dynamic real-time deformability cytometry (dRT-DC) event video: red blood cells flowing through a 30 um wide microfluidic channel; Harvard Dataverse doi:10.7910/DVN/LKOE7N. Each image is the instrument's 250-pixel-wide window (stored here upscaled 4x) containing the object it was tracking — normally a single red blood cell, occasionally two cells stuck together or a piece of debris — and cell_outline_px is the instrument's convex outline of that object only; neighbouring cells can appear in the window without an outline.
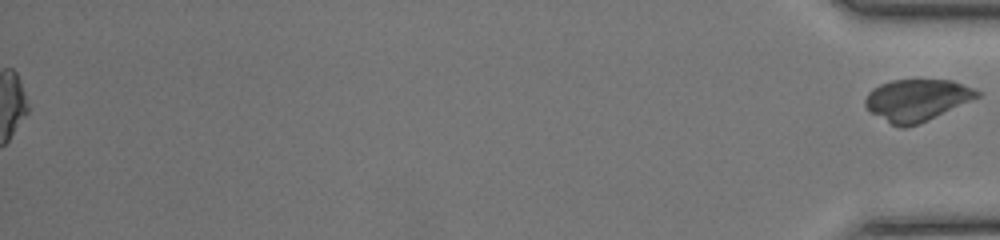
{"species": "common noctule bat (a hibernating species)", "species_latin": "Nyctalus noctula", "temperature_condition": "room temperature", "stored_images_in_passage": 44, "segment_of_instrument_passage": [2, 2], "camera_frame_rate_fps": 3000, "um_per_image_px": 0.085, "animal": {"sex": "female", "body_mass_g": 17.0, "forearm_length_mm": 48.0}, "frame": {"image": 1, "passage_image": 44, "time_ms": 14.333, "image_size_px": [1000, 240], "cell_outline_px": [[984, 92], [980, 96], [928, 120], [904, 128], [900, 128], [892, 124], [872, 112], [864, 104], [864, 100], [868, 92], [872, 88], [880, 84], [892, 80], [952, 80]], "centroid_in_image_um": [77.95, 8.49], "position_along_channel_um": 357.3, "area_um2": 27.05}}